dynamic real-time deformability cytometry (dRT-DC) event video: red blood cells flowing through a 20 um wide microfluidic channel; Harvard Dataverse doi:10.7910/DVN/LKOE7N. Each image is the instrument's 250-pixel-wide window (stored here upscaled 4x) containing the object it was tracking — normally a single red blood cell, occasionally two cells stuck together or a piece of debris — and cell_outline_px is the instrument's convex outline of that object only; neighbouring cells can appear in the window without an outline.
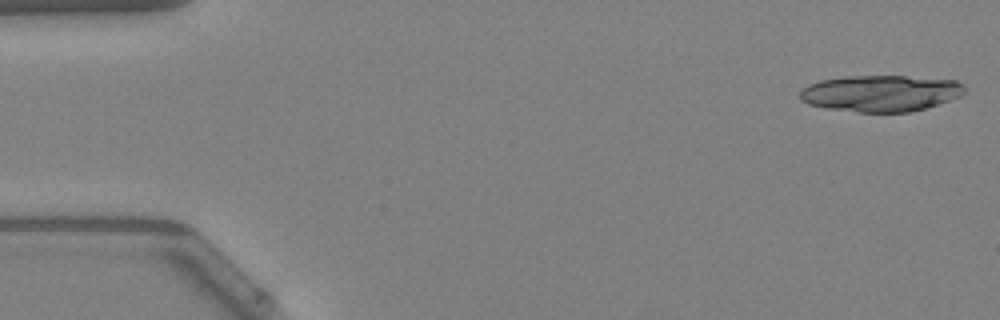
{"species": "Egyptian fruit bat (a non-hibernating species)", "species_latin": "Rousettus aegyptiacus", "temperature_condition": "warm", "stored_images_in_passage": 12, "camera_frame_rate_fps": 3000, "um_per_image_px": 0.085, "animal": {"sex": "female"}, "frame": {"image": 1, "passage_image": 1, "time_ms": 0.0, "image_size_px": [1000, 320], "cell_outline_px": [[968, 92], [964, 96], [924, 108], [908, 112], [860, 112], [828, 108], [808, 104], [800, 100], [800, 92], [808, 84], [820, 80], [848, 76], [904, 76], [956, 80], [964, 84], [968, 88]], "centroid_in_image_um": [74.93, 7.92], "position_along_channel_um": 10.1, "area_um2": 35.14}}